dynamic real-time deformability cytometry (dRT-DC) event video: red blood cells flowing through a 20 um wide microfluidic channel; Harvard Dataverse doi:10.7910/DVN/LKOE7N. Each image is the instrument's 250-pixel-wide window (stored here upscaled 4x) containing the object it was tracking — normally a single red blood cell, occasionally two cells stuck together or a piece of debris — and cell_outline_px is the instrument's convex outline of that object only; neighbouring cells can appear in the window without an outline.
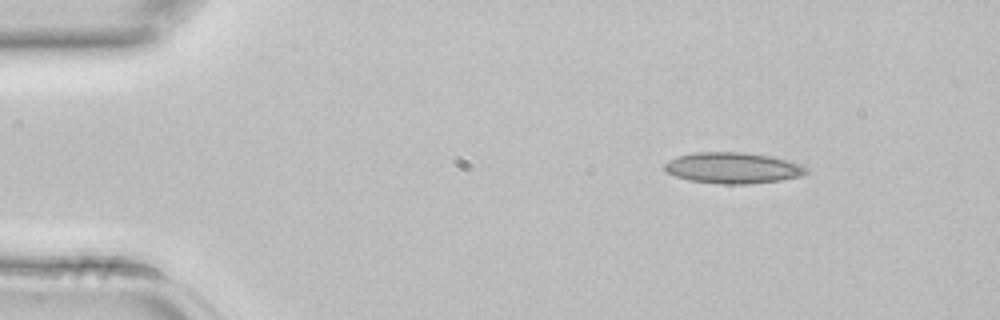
{"species": "common noctule bat (a hibernating species)", "species_latin": "Nyctalus noctula", "temperature_condition": "room temperature", "stored_images_in_passage": 3, "camera_frame_rate_fps": 3000, "um_per_image_px": 0.085, "animal": {"sex": "female", "body_mass_g": 22.7, "forearm_length_mm": 54.2}, "frame": {"image": 1, "passage_image": 1, "time_ms": 0.0, "image_size_px": [1000, 320], "cell_outline_px": [[808, 172], [800, 176], [780, 180], [748, 184], [724, 184], [688, 180], [676, 176], [668, 172], [664, 168], [664, 164], [668, 160], [676, 156], [696, 152], [744, 152], [768, 156], [788, 160], [804, 164], [808, 168]], "centroid_in_image_um": [62.31, 14.27], "position_along_channel_um": 22.7, "area_um2": 25.66}}
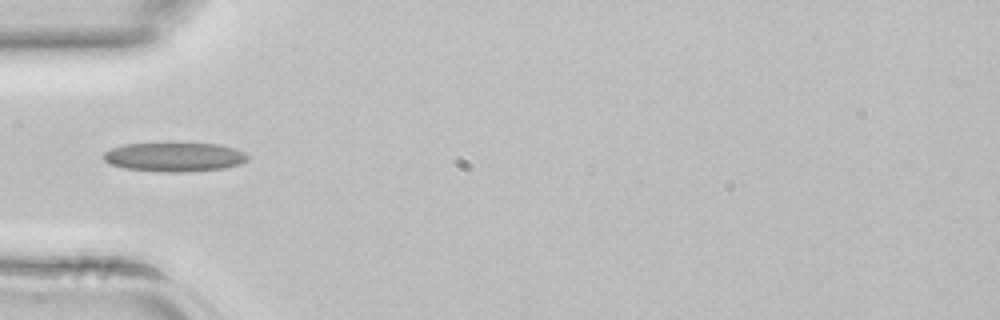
{"frame": {"image": 2, "passage_image": 3, "time_ms": 0.667, "image_size_px": [1000, 320], "cell_outline_px": [[248, 160], [240, 164], [224, 168], [188, 172], [164, 172], [124, 168], [108, 164], [104, 160], [104, 152], [112, 148], [124, 144], [220, 144], [236, 148], [244, 152], [248, 156]], "centroid_in_image_um": [14.84, 13.36], "position_along_channel_um": 70.2, "area_um2": 24.39}}